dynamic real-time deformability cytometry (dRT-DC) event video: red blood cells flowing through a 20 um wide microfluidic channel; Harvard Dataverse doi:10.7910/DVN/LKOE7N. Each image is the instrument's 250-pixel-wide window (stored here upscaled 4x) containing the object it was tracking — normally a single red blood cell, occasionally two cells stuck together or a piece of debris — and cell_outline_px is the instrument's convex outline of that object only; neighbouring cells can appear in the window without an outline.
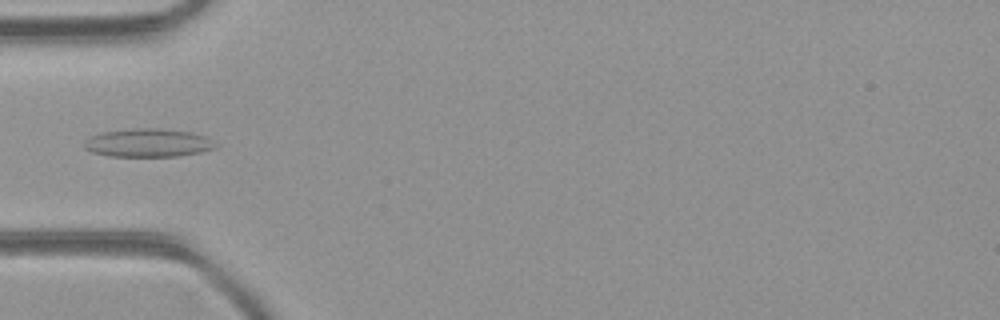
{"species": "common noctule bat (a hibernating species)", "species_latin": "Nyctalus noctula", "temperature_condition": "room temperature", "stored_images_in_passage": 4, "camera_frame_rate_fps": 3000, "um_per_image_px": 0.085, "animal": {"sex": "female", "body_mass_g": 21.9}, "frame": {"image": 1, "passage_image": 3, "time_ms": 0.667, "image_size_px": [1000, 320], "cell_outline_px": [[216, 148], [200, 152], [180, 156], [108, 156], [92, 152], [84, 148], [84, 140], [100, 132], [140, 128], [156, 128], [188, 132], [204, 136], [216, 144]], "centroid_in_image_um": [12.54, 12.15], "position_along_channel_um": 72.5, "area_um2": 21.44}}
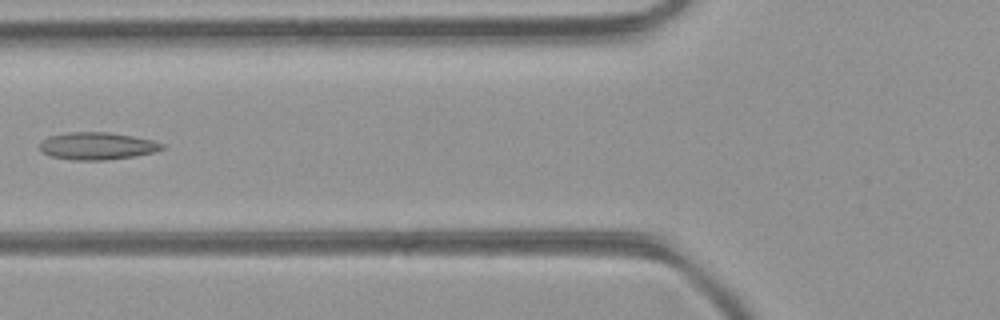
{"frame": {"image": 2, "passage_image": 4, "time_ms": 1.0, "image_size_px": [1000, 320], "cell_outline_px": [[164, 148], [152, 152], [136, 156], [104, 160], [76, 160], [52, 156], [40, 152], [40, 140], [48, 136], [68, 132], [108, 132], [132, 136], [152, 140], [164, 144]], "centroid_in_image_um": [8.22, 12.4], "position_along_channel_um": 117.6, "area_um2": 19.48}}